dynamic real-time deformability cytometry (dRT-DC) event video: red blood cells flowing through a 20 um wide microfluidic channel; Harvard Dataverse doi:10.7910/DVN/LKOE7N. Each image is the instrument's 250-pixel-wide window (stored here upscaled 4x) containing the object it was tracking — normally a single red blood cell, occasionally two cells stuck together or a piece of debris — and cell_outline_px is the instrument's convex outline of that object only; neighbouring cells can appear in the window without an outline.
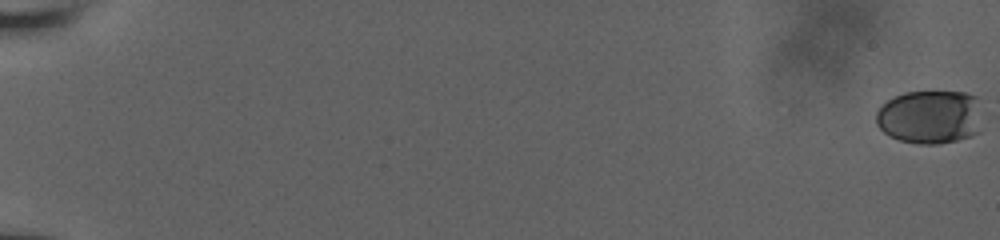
{"species": "human", "species_latin": "Homo sapiens", "temperature_condition": "room temperature", "stored_images_in_passage": 36, "camera_frame_rate_fps": 3000, "um_per_image_px": 0.085, "donor": {"sex": "male"}, "frame": {"image": 1, "passage_image": 1, "time_ms": 0.0, "image_size_px": [1000, 240], "cell_outline_px": [[980, 132], [956, 140], [936, 144], [920, 144], [900, 140], [888, 136], [876, 124], [876, 112], [888, 100], [904, 92], [964, 92], [976, 96]], "centroid_in_image_um": [79.01, 9.94], "position_along_channel_um": 6.0, "area_um2": 32.89}}